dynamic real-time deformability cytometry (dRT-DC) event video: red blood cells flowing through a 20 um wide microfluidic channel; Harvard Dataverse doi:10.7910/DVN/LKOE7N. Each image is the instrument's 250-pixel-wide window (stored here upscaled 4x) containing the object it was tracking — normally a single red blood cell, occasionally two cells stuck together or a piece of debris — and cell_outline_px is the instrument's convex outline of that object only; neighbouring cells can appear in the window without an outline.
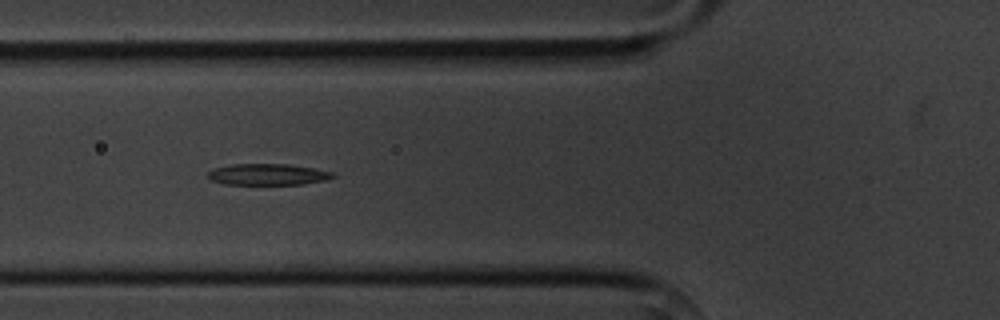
{"species": "common noctule bat (a hibernating species)", "species_latin": "Nyctalus noctula", "temperature_condition": "cold", "stored_images_in_passage": 11, "segment_of_instrument_passage": [1, 2], "camera_frame_rate_fps": 3000, "um_per_image_px": 0.085, "animal": {"sex": "male", "body_mass_g": 20.1, "forearm_length_mm": 53.5}, "frame": {"image": 1, "passage_image": 2, "time_ms": 1.0, "image_size_px": [1000, 320], "cell_outline_px": [[336, 176], [324, 180], [300, 184], [224, 184], [212, 180], [204, 176], [212, 168], [232, 164], [288, 164], [312, 168], [332, 172]], "centroid_in_image_um": [22.68, 14.82], "position_along_channel_um": 103.1, "area_um2": 15.43}}
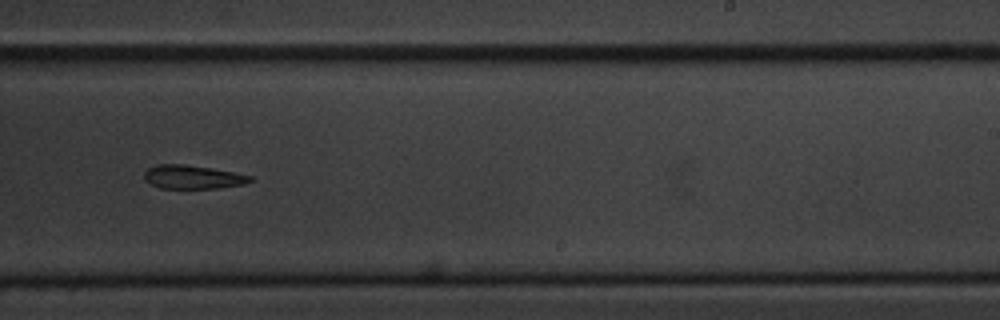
{"frame": {"image": 2, "passage_image": 6, "time_ms": 5.667, "image_size_px": [1000, 320], "cell_outline_px": [[252, 180], [244, 184], [220, 188], [160, 188], [144, 180], [144, 172], [148, 168], [156, 164], [184, 164], [212, 168], [252, 176]], "centroid_in_image_um": [16.35, 15.04], "position_along_channel_um": 272.6, "area_um2": 14.57}}
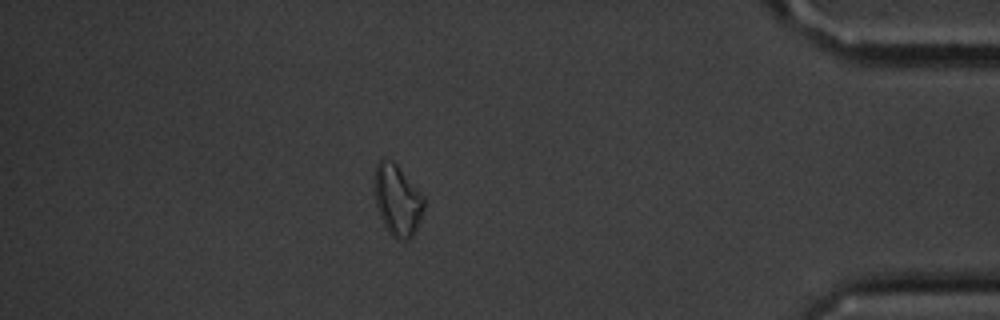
{"frame": {"image": 3, "passage_image": 10, "time_ms": 10.333, "image_size_px": [1000, 320], "cell_outline_px": [[424, 208], [416, 228], [412, 236], [404, 240], [396, 240], [388, 232], [380, 216], [372, 192], [376, 164], [380, 160], [392, 160], [396, 164], [424, 196]], "centroid_in_image_um": [33.74, 17.01], "position_along_channel_um": 401.5, "area_um2": 20.52}}